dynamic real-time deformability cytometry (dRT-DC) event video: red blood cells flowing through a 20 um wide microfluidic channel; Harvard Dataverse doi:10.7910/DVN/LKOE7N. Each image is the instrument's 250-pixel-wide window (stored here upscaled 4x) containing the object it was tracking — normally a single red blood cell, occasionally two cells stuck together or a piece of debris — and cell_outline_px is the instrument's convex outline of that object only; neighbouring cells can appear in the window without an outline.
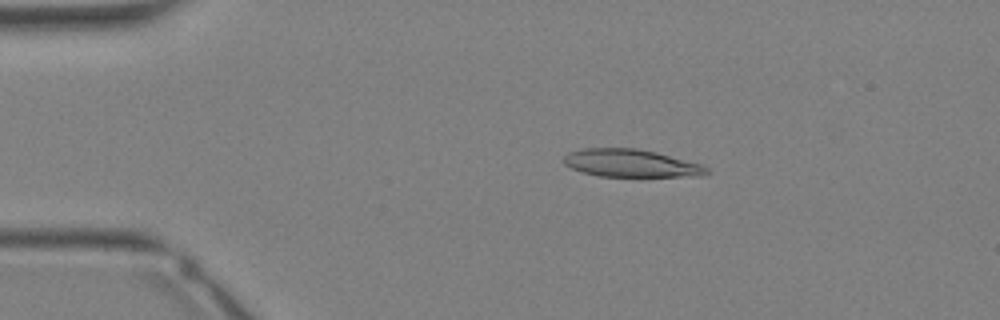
{"species": "Egyptian fruit bat (a non-hibernating species)", "species_latin": "Rousettus aegyptiacus", "temperature_condition": "warm", "stored_images_in_passage": 34, "camera_frame_rate_fps": 3000, "um_per_image_px": 0.085, "animal": {"sex": "female"}, "frame": {"image": 1, "passage_image": 7, "time_ms": 2.0, "image_size_px": [1000, 320], "cell_outline_px": [[712, 172], [700, 176], [600, 176], [584, 172], [572, 168], [564, 164], [564, 156], [568, 152], [584, 148], [636, 148], [656, 152], [700, 164], [708, 168]], "centroid_in_image_um": [53.63, 13.87], "position_along_channel_um": 31.4, "area_um2": 22.89}}
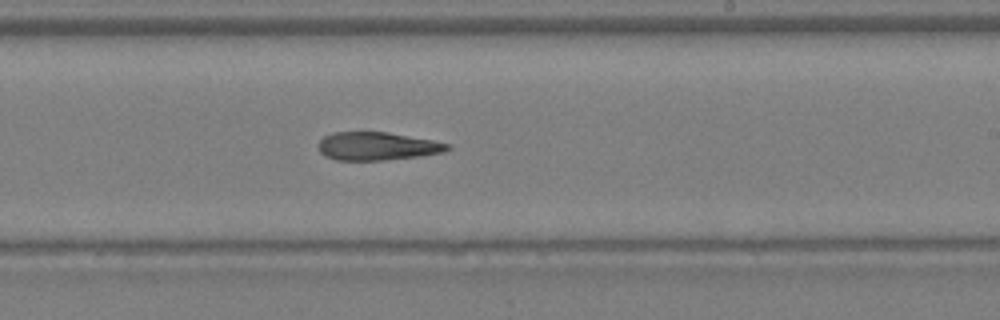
{"frame": {"image": 2, "passage_image": 21, "time_ms": 6.667, "image_size_px": [1000, 320], "cell_outline_px": [[452, 148], [444, 152], [420, 156], [384, 160], [336, 160], [324, 156], [320, 152], [316, 144], [324, 136], [332, 132], [388, 132], [432, 140], [452, 144]], "centroid_in_image_um": [32.05, 12.42], "position_along_channel_um": 256.9, "area_um2": 21.39}}
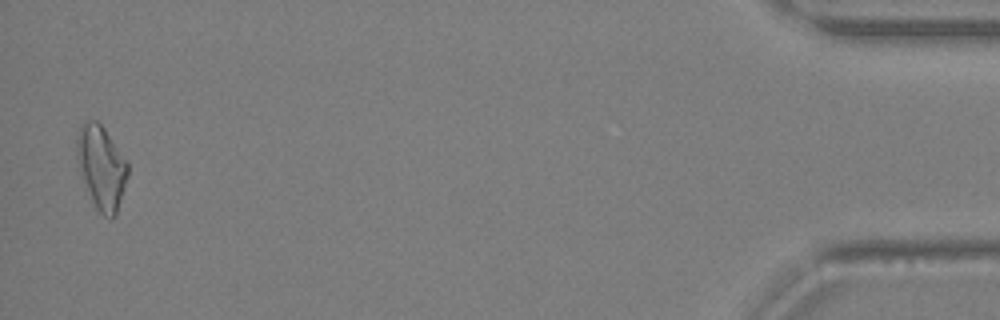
{"frame": {"image": 3, "passage_image": 34, "time_ms": 11.0, "image_size_px": [1000, 320], "cell_outline_px": [[128, 176], [116, 216], [112, 220], [104, 216], [96, 208], [92, 200], [84, 180], [76, 156], [76, 136], [80, 124], [84, 120], [96, 120], [104, 128], [128, 164]], "centroid_in_image_um": [8.61, 14.21], "position_along_channel_um": 426.6, "area_um2": 24.57}}